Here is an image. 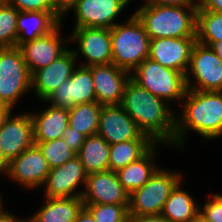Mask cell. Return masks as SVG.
Masks as SVG:
<instances>
[{"label":"cell","mask_w":222,"mask_h":222,"mask_svg":"<svg viewBox=\"0 0 222 222\" xmlns=\"http://www.w3.org/2000/svg\"><path fill=\"white\" fill-rule=\"evenodd\" d=\"M122 108L139 129L157 145H174L176 115L170 104L135 83L127 82L121 101Z\"/></svg>","instance_id":"obj_1"},{"label":"cell","mask_w":222,"mask_h":222,"mask_svg":"<svg viewBox=\"0 0 222 222\" xmlns=\"http://www.w3.org/2000/svg\"><path fill=\"white\" fill-rule=\"evenodd\" d=\"M180 120L176 116L174 145L184 146L185 133L196 131L206 139L222 135V91H197L187 89Z\"/></svg>","instance_id":"obj_2"},{"label":"cell","mask_w":222,"mask_h":222,"mask_svg":"<svg viewBox=\"0 0 222 222\" xmlns=\"http://www.w3.org/2000/svg\"><path fill=\"white\" fill-rule=\"evenodd\" d=\"M198 5H143L134 13L150 39L196 37Z\"/></svg>","instance_id":"obj_3"},{"label":"cell","mask_w":222,"mask_h":222,"mask_svg":"<svg viewBox=\"0 0 222 222\" xmlns=\"http://www.w3.org/2000/svg\"><path fill=\"white\" fill-rule=\"evenodd\" d=\"M112 63L132 73L148 58L150 38L142 21L132 14L126 23L110 29Z\"/></svg>","instance_id":"obj_4"},{"label":"cell","mask_w":222,"mask_h":222,"mask_svg":"<svg viewBox=\"0 0 222 222\" xmlns=\"http://www.w3.org/2000/svg\"><path fill=\"white\" fill-rule=\"evenodd\" d=\"M132 72L131 79L135 83L165 102L184 98L187 87L182 72L164 67L150 58L143 60Z\"/></svg>","instance_id":"obj_5"},{"label":"cell","mask_w":222,"mask_h":222,"mask_svg":"<svg viewBox=\"0 0 222 222\" xmlns=\"http://www.w3.org/2000/svg\"><path fill=\"white\" fill-rule=\"evenodd\" d=\"M158 169L150 180L129 196V215H160L172 190L182 181L180 173Z\"/></svg>","instance_id":"obj_6"},{"label":"cell","mask_w":222,"mask_h":222,"mask_svg":"<svg viewBox=\"0 0 222 222\" xmlns=\"http://www.w3.org/2000/svg\"><path fill=\"white\" fill-rule=\"evenodd\" d=\"M31 88V74L19 47L0 48V103L13 108Z\"/></svg>","instance_id":"obj_7"},{"label":"cell","mask_w":222,"mask_h":222,"mask_svg":"<svg viewBox=\"0 0 222 222\" xmlns=\"http://www.w3.org/2000/svg\"><path fill=\"white\" fill-rule=\"evenodd\" d=\"M188 73L197 82L191 85ZM187 89L197 91H222V60L210 46L196 42L193 46L189 68L185 75ZM195 85V86H194Z\"/></svg>","instance_id":"obj_8"},{"label":"cell","mask_w":222,"mask_h":222,"mask_svg":"<svg viewBox=\"0 0 222 222\" xmlns=\"http://www.w3.org/2000/svg\"><path fill=\"white\" fill-rule=\"evenodd\" d=\"M45 102H51L52 107L66 108L77 104L96 101L93 76L90 67L79 65L75 68L70 78L48 95Z\"/></svg>","instance_id":"obj_9"},{"label":"cell","mask_w":222,"mask_h":222,"mask_svg":"<svg viewBox=\"0 0 222 222\" xmlns=\"http://www.w3.org/2000/svg\"><path fill=\"white\" fill-rule=\"evenodd\" d=\"M97 134L109 145L130 140H152L139 129L120 104L102 105Z\"/></svg>","instance_id":"obj_10"},{"label":"cell","mask_w":222,"mask_h":222,"mask_svg":"<svg viewBox=\"0 0 222 222\" xmlns=\"http://www.w3.org/2000/svg\"><path fill=\"white\" fill-rule=\"evenodd\" d=\"M68 43L75 41L78 43L79 51H75V56L79 54L86 57V63L81 66L90 67L92 65H107L112 63V47L110 29L85 27L74 28ZM81 52V53H80Z\"/></svg>","instance_id":"obj_11"},{"label":"cell","mask_w":222,"mask_h":222,"mask_svg":"<svg viewBox=\"0 0 222 222\" xmlns=\"http://www.w3.org/2000/svg\"><path fill=\"white\" fill-rule=\"evenodd\" d=\"M85 186L84 192L81 191L84 205H129L130 195L120 184L114 171L88 174Z\"/></svg>","instance_id":"obj_12"},{"label":"cell","mask_w":222,"mask_h":222,"mask_svg":"<svg viewBox=\"0 0 222 222\" xmlns=\"http://www.w3.org/2000/svg\"><path fill=\"white\" fill-rule=\"evenodd\" d=\"M88 173L83 167L78 156L68 160L62 166L50 169L44 182L45 198H73L81 197L82 192H77L79 184L85 186ZM75 191V192H74ZM77 192V193H76Z\"/></svg>","instance_id":"obj_13"},{"label":"cell","mask_w":222,"mask_h":222,"mask_svg":"<svg viewBox=\"0 0 222 222\" xmlns=\"http://www.w3.org/2000/svg\"><path fill=\"white\" fill-rule=\"evenodd\" d=\"M130 0H78L71 8L75 12L74 28H113L116 17Z\"/></svg>","instance_id":"obj_14"},{"label":"cell","mask_w":222,"mask_h":222,"mask_svg":"<svg viewBox=\"0 0 222 222\" xmlns=\"http://www.w3.org/2000/svg\"><path fill=\"white\" fill-rule=\"evenodd\" d=\"M196 37L150 39L148 58L186 75Z\"/></svg>","instance_id":"obj_15"},{"label":"cell","mask_w":222,"mask_h":222,"mask_svg":"<svg viewBox=\"0 0 222 222\" xmlns=\"http://www.w3.org/2000/svg\"><path fill=\"white\" fill-rule=\"evenodd\" d=\"M61 25L62 23L49 34L26 42L19 47L31 75L48 66L68 50L67 40L60 36Z\"/></svg>","instance_id":"obj_16"},{"label":"cell","mask_w":222,"mask_h":222,"mask_svg":"<svg viewBox=\"0 0 222 222\" xmlns=\"http://www.w3.org/2000/svg\"><path fill=\"white\" fill-rule=\"evenodd\" d=\"M94 82L96 101L100 105L121 104L131 73L113 63L90 66Z\"/></svg>","instance_id":"obj_17"},{"label":"cell","mask_w":222,"mask_h":222,"mask_svg":"<svg viewBox=\"0 0 222 222\" xmlns=\"http://www.w3.org/2000/svg\"><path fill=\"white\" fill-rule=\"evenodd\" d=\"M50 166L34 144L9 162L7 176L26 188L44 185Z\"/></svg>","instance_id":"obj_18"},{"label":"cell","mask_w":222,"mask_h":222,"mask_svg":"<svg viewBox=\"0 0 222 222\" xmlns=\"http://www.w3.org/2000/svg\"><path fill=\"white\" fill-rule=\"evenodd\" d=\"M0 128V150L10 162L34 145L33 122L30 113L10 117Z\"/></svg>","instance_id":"obj_19"},{"label":"cell","mask_w":222,"mask_h":222,"mask_svg":"<svg viewBox=\"0 0 222 222\" xmlns=\"http://www.w3.org/2000/svg\"><path fill=\"white\" fill-rule=\"evenodd\" d=\"M76 61L74 50L68 48L63 55L48 66L35 71L31 75V88H34L36 96L44 100L61 83L68 80L76 68Z\"/></svg>","instance_id":"obj_20"},{"label":"cell","mask_w":222,"mask_h":222,"mask_svg":"<svg viewBox=\"0 0 222 222\" xmlns=\"http://www.w3.org/2000/svg\"><path fill=\"white\" fill-rule=\"evenodd\" d=\"M62 18L58 11H19L16 47L49 34L61 23Z\"/></svg>","instance_id":"obj_21"},{"label":"cell","mask_w":222,"mask_h":222,"mask_svg":"<svg viewBox=\"0 0 222 222\" xmlns=\"http://www.w3.org/2000/svg\"><path fill=\"white\" fill-rule=\"evenodd\" d=\"M33 122L34 143L62 138L68 126L69 113L66 108L49 106L39 113H30Z\"/></svg>","instance_id":"obj_22"},{"label":"cell","mask_w":222,"mask_h":222,"mask_svg":"<svg viewBox=\"0 0 222 222\" xmlns=\"http://www.w3.org/2000/svg\"><path fill=\"white\" fill-rule=\"evenodd\" d=\"M44 199L45 205L25 222H75L84 207L81 197Z\"/></svg>","instance_id":"obj_23"},{"label":"cell","mask_w":222,"mask_h":222,"mask_svg":"<svg viewBox=\"0 0 222 222\" xmlns=\"http://www.w3.org/2000/svg\"><path fill=\"white\" fill-rule=\"evenodd\" d=\"M155 146L156 144L139 160L116 171L120 184L129 195L143 187L159 169L153 161L156 152Z\"/></svg>","instance_id":"obj_24"},{"label":"cell","mask_w":222,"mask_h":222,"mask_svg":"<svg viewBox=\"0 0 222 222\" xmlns=\"http://www.w3.org/2000/svg\"><path fill=\"white\" fill-rule=\"evenodd\" d=\"M179 182L164 203L161 216L167 222H194L200 213L201 206L196 205L193 197L180 187Z\"/></svg>","instance_id":"obj_25"},{"label":"cell","mask_w":222,"mask_h":222,"mask_svg":"<svg viewBox=\"0 0 222 222\" xmlns=\"http://www.w3.org/2000/svg\"><path fill=\"white\" fill-rule=\"evenodd\" d=\"M77 156L88 174L109 170L110 145L98 134L85 138Z\"/></svg>","instance_id":"obj_26"},{"label":"cell","mask_w":222,"mask_h":222,"mask_svg":"<svg viewBox=\"0 0 222 222\" xmlns=\"http://www.w3.org/2000/svg\"><path fill=\"white\" fill-rule=\"evenodd\" d=\"M156 143L153 140H130L110 145L109 170L116 172L143 157Z\"/></svg>","instance_id":"obj_27"},{"label":"cell","mask_w":222,"mask_h":222,"mask_svg":"<svg viewBox=\"0 0 222 222\" xmlns=\"http://www.w3.org/2000/svg\"><path fill=\"white\" fill-rule=\"evenodd\" d=\"M101 109L102 105L97 101L77 104L68 109V125L74 130L80 131L86 137L96 135Z\"/></svg>","instance_id":"obj_28"},{"label":"cell","mask_w":222,"mask_h":222,"mask_svg":"<svg viewBox=\"0 0 222 222\" xmlns=\"http://www.w3.org/2000/svg\"><path fill=\"white\" fill-rule=\"evenodd\" d=\"M196 40L206 46L222 40V13L197 10Z\"/></svg>","instance_id":"obj_29"},{"label":"cell","mask_w":222,"mask_h":222,"mask_svg":"<svg viewBox=\"0 0 222 222\" xmlns=\"http://www.w3.org/2000/svg\"><path fill=\"white\" fill-rule=\"evenodd\" d=\"M19 10L0 0V48L16 47Z\"/></svg>","instance_id":"obj_30"},{"label":"cell","mask_w":222,"mask_h":222,"mask_svg":"<svg viewBox=\"0 0 222 222\" xmlns=\"http://www.w3.org/2000/svg\"><path fill=\"white\" fill-rule=\"evenodd\" d=\"M48 162L50 169L62 166L77 153L69 148L62 138L51 141L34 143Z\"/></svg>","instance_id":"obj_31"},{"label":"cell","mask_w":222,"mask_h":222,"mask_svg":"<svg viewBox=\"0 0 222 222\" xmlns=\"http://www.w3.org/2000/svg\"><path fill=\"white\" fill-rule=\"evenodd\" d=\"M84 207L91 213L95 222H126L129 216V205L95 204Z\"/></svg>","instance_id":"obj_32"},{"label":"cell","mask_w":222,"mask_h":222,"mask_svg":"<svg viewBox=\"0 0 222 222\" xmlns=\"http://www.w3.org/2000/svg\"><path fill=\"white\" fill-rule=\"evenodd\" d=\"M19 11H57L53 0H4Z\"/></svg>","instance_id":"obj_33"},{"label":"cell","mask_w":222,"mask_h":222,"mask_svg":"<svg viewBox=\"0 0 222 222\" xmlns=\"http://www.w3.org/2000/svg\"><path fill=\"white\" fill-rule=\"evenodd\" d=\"M212 197L206 201L199 214L207 221L222 222V196L215 194Z\"/></svg>","instance_id":"obj_34"},{"label":"cell","mask_w":222,"mask_h":222,"mask_svg":"<svg viewBox=\"0 0 222 222\" xmlns=\"http://www.w3.org/2000/svg\"><path fill=\"white\" fill-rule=\"evenodd\" d=\"M86 136L82 134L80 131L74 130V128H71L69 125L64 130L62 139L65 141V143L69 146L70 149L75 151L76 153L79 152L80 148L82 147Z\"/></svg>","instance_id":"obj_35"},{"label":"cell","mask_w":222,"mask_h":222,"mask_svg":"<svg viewBox=\"0 0 222 222\" xmlns=\"http://www.w3.org/2000/svg\"><path fill=\"white\" fill-rule=\"evenodd\" d=\"M144 5L149 6H183V5H197L195 0H147Z\"/></svg>","instance_id":"obj_36"},{"label":"cell","mask_w":222,"mask_h":222,"mask_svg":"<svg viewBox=\"0 0 222 222\" xmlns=\"http://www.w3.org/2000/svg\"><path fill=\"white\" fill-rule=\"evenodd\" d=\"M197 10H209L222 13V0H198Z\"/></svg>","instance_id":"obj_37"},{"label":"cell","mask_w":222,"mask_h":222,"mask_svg":"<svg viewBox=\"0 0 222 222\" xmlns=\"http://www.w3.org/2000/svg\"><path fill=\"white\" fill-rule=\"evenodd\" d=\"M78 0H53L55 9L64 16L77 3Z\"/></svg>","instance_id":"obj_38"},{"label":"cell","mask_w":222,"mask_h":222,"mask_svg":"<svg viewBox=\"0 0 222 222\" xmlns=\"http://www.w3.org/2000/svg\"><path fill=\"white\" fill-rule=\"evenodd\" d=\"M126 222H167L161 215L134 216L129 215Z\"/></svg>","instance_id":"obj_39"},{"label":"cell","mask_w":222,"mask_h":222,"mask_svg":"<svg viewBox=\"0 0 222 222\" xmlns=\"http://www.w3.org/2000/svg\"><path fill=\"white\" fill-rule=\"evenodd\" d=\"M75 222H95V220L93 219L91 213L85 207H83Z\"/></svg>","instance_id":"obj_40"},{"label":"cell","mask_w":222,"mask_h":222,"mask_svg":"<svg viewBox=\"0 0 222 222\" xmlns=\"http://www.w3.org/2000/svg\"><path fill=\"white\" fill-rule=\"evenodd\" d=\"M11 111H12V108H10L9 106L5 104L0 103V128L4 124L9 114H11Z\"/></svg>","instance_id":"obj_41"},{"label":"cell","mask_w":222,"mask_h":222,"mask_svg":"<svg viewBox=\"0 0 222 222\" xmlns=\"http://www.w3.org/2000/svg\"><path fill=\"white\" fill-rule=\"evenodd\" d=\"M12 213L5 211L4 213L0 214V222H22L23 219L15 218Z\"/></svg>","instance_id":"obj_42"},{"label":"cell","mask_w":222,"mask_h":222,"mask_svg":"<svg viewBox=\"0 0 222 222\" xmlns=\"http://www.w3.org/2000/svg\"><path fill=\"white\" fill-rule=\"evenodd\" d=\"M8 170H9V161L0 150V174L5 173L7 175Z\"/></svg>","instance_id":"obj_43"},{"label":"cell","mask_w":222,"mask_h":222,"mask_svg":"<svg viewBox=\"0 0 222 222\" xmlns=\"http://www.w3.org/2000/svg\"><path fill=\"white\" fill-rule=\"evenodd\" d=\"M210 48L215 52V54L222 60V40L213 42Z\"/></svg>","instance_id":"obj_44"},{"label":"cell","mask_w":222,"mask_h":222,"mask_svg":"<svg viewBox=\"0 0 222 222\" xmlns=\"http://www.w3.org/2000/svg\"><path fill=\"white\" fill-rule=\"evenodd\" d=\"M194 222H211V221H207L205 218H203L200 214L196 217V219L194 220Z\"/></svg>","instance_id":"obj_45"},{"label":"cell","mask_w":222,"mask_h":222,"mask_svg":"<svg viewBox=\"0 0 222 222\" xmlns=\"http://www.w3.org/2000/svg\"><path fill=\"white\" fill-rule=\"evenodd\" d=\"M1 196H2V195H0V214H2V213L5 212V211L3 210V208H2V200H3V199H1Z\"/></svg>","instance_id":"obj_46"}]
</instances>
